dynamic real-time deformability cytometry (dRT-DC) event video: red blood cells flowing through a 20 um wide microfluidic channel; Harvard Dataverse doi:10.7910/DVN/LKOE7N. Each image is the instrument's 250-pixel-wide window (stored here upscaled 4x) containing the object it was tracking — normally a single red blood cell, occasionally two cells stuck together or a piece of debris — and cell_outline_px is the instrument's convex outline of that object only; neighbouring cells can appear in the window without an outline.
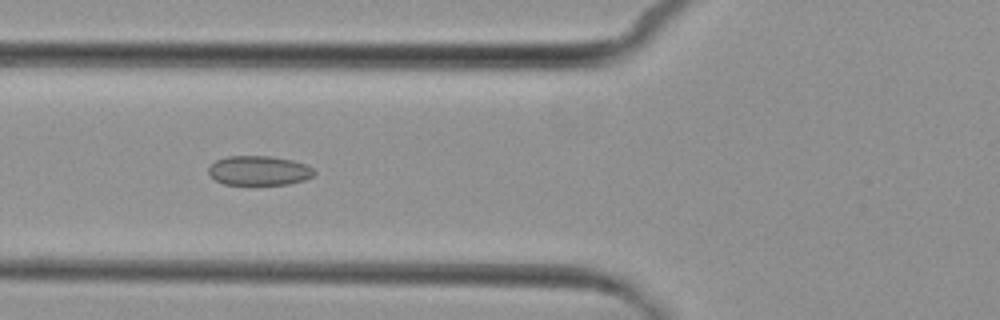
{"species": "common noctule bat (a hibernating species)", "species_latin": "Nyctalus noctula", "temperature_condition": "cold", "stored_images_in_passage": 8, "camera_frame_rate_fps": 3000, "um_per_image_px": 0.085, "animal": {"sex": "female", "body_mass_g": 29.2, "forearm_length_mm": 56.3}, "frame": {"image": 1, "passage_image": 6, "time_ms": 7.0, "image_size_px": [1000, 320], "cell_outline_px": [[316, 172], [312, 176], [304, 180], [288, 184], [224, 184], [216, 180], [208, 172], [208, 168], [216, 160], [228, 156], [272, 156], [292, 160], [304, 164], [312, 168]], "centroid_in_image_um": [22.01, 14.49], "position_along_channel_um": 103.8, "area_um2": 17.98}}
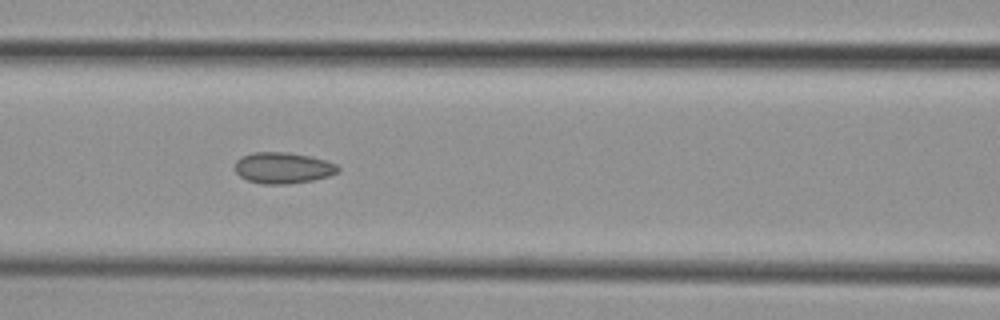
{"frame": {"image": 2, "passage_image": 7, "time_ms": 8.0, "image_size_px": [1000, 320], "cell_outline_px": [[340, 168], [336, 172], [328, 176], [312, 180], [288, 184], [264, 184], [248, 180], [240, 176], [236, 172], [236, 160], [252, 152], [288, 152], [312, 156], [336, 164]], "centroid_in_image_um": [24.05, 14.26], "position_along_channel_um": 142.5, "area_um2": 18.55}}
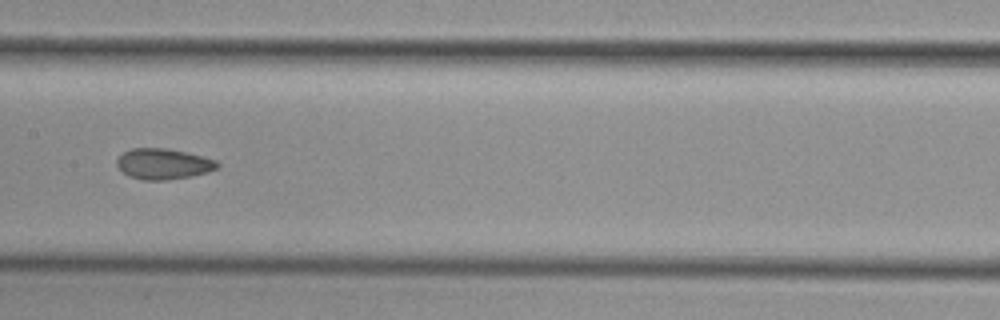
{"frame": {"image": 3, "passage_image": 8, "time_ms": 9.333, "image_size_px": [1000, 320], "cell_outline_px": [[220, 164], [216, 168], [208, 172], [192, 176], [168, 180], [144, 180], [128, 176], [116, 164], [116, 160], [124, 152], [132, 148], [168, 148], [216, 160]], "centroid_in_image_um": [13.88, 13.94], "position_along_channel_um": 193.5, "area_um2": 17.86}}